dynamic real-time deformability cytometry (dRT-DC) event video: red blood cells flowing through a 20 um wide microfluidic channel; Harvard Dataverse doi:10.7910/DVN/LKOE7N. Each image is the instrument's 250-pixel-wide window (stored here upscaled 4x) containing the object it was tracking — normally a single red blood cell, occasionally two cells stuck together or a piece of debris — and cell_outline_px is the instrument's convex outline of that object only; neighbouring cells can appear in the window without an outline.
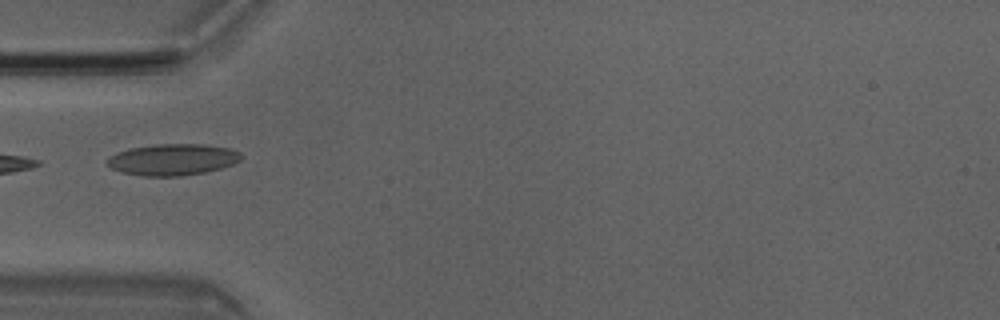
{"species": "Egyptian fruit bat (a non-hibernating species)", "species_latin": "Rousettus aegyptiacus", "temperature_condition": "room temperature", "stored_images_in_passage": 4, "camera_frame_rate_fps": 3000, "um_per_image_px": 0.085, "animal": {"sex": "male"}, "frame": {"image": 1, "passage_image": 4, "time_ms": 1.0, "image_size_px": [1000, 320], "cell_outline_px": [[244, 156], [240, 160], [232, 164], [220, 168], [204, 172], [180, 176], [144, 176], [124, 172], [112, 168], [108, 164], [108, 156], [116, 152], [132, 148], [156, 144], [204, 144], [232, 148], [240, 152]], "centroid_in_image_um": [14.72, 13.55], "position_along_channel_um": 70.3, "area_um2": 24.45}}